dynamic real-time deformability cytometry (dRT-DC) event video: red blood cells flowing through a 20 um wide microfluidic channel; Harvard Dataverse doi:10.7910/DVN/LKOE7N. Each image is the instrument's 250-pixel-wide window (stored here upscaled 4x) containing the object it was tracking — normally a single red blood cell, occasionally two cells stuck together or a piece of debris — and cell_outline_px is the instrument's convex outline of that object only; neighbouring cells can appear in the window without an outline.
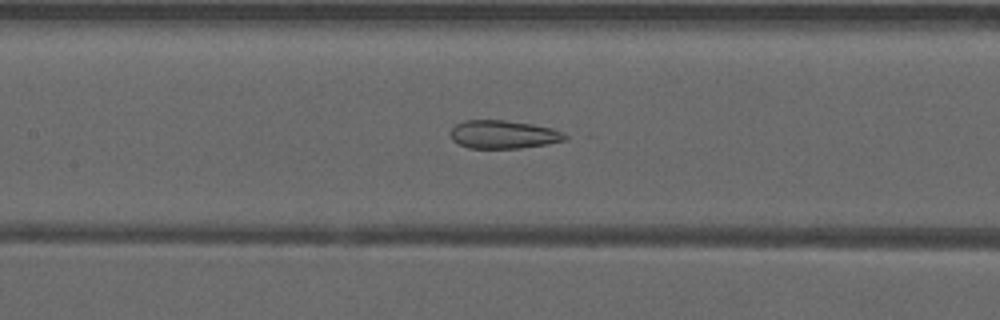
{"species": "common noctule bat (a hibernating species)", "species_latin": "Nyctalus noctula", "temperature_condition": "warm", "stored_images_in_passage": 53, "camera_frame_rate_fps": 3000, "um_per_image_px": 0.085, "animal": {"sex": "male", "forearm_length_mm": 52.5}, "frame": {"image": 1, "passage_image": 25, "time_ms": 8.0, "image_size_px": [1000, 320], "cell_outline_px": [[572, 136], [564, 140], [548, 144], [520, 148], [468, 148], [452, 140], [452, 128], [456, 124], [464, 120], [504, 120], [532, 124], [552, 128], [564, 132]], "centroid_in_image_um": [42.85, 11.43], "position_along_channel_um": 164.6, "area_um2": 18.9}}
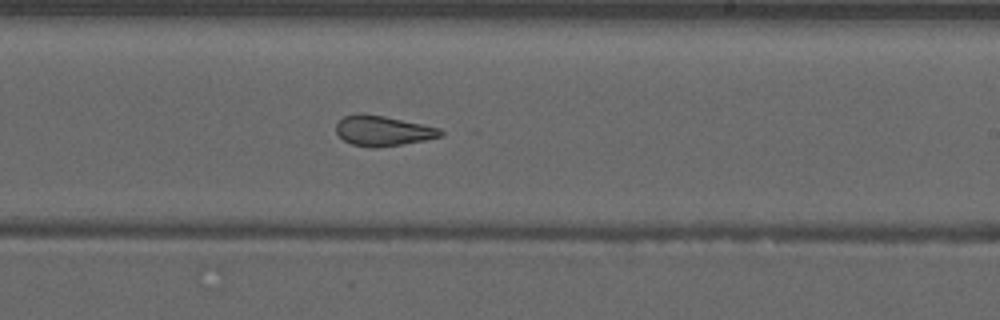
{"frame": {"image": 2, "passage_image": 32, "time_ms": 10.333, "image_size_px": [1000, 320], "cell_outline_px": [[444, 132], [440, 136], [424, 140], [404, 144], [376, 148], [368, 148], [352, 144], [344, 140], [336, 132], [336, 124], [344, 116], [360, 112], [364, 112], [384, 116], [440, 128]], "centroid_in_image_um": [32.51, 11.11], "position_along_channel_um": 256.5, "area_um2": 18.44}}
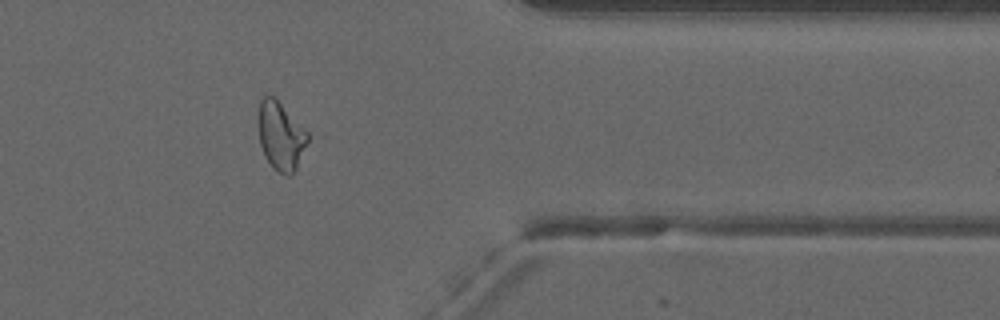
{"frame": {"image": 3, "passage_image": 43, "time_ms": 14.0, "image_size_px": [1000, 320], "cell_outline_px": [[308, 140], [296, 168], [288, 176], [272, 168], [260, 144], [260, 100], [264, 92], [276, 96], [308, 132]], "centroid_in_image_um": [23.87, 11.48], "position_along_channel_um": 387.5, "area_um2": 19.42}}